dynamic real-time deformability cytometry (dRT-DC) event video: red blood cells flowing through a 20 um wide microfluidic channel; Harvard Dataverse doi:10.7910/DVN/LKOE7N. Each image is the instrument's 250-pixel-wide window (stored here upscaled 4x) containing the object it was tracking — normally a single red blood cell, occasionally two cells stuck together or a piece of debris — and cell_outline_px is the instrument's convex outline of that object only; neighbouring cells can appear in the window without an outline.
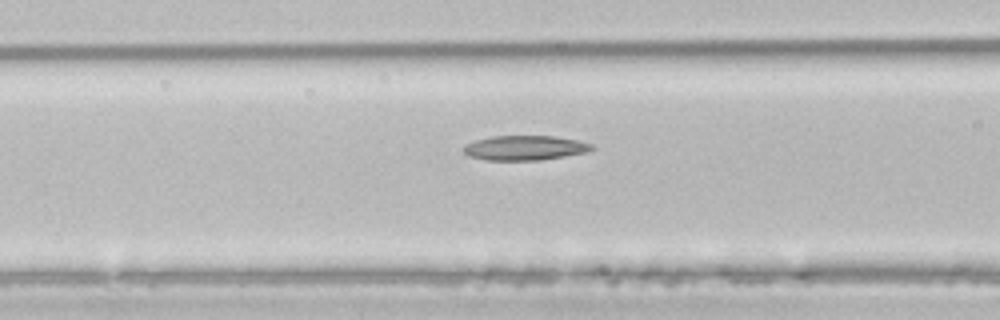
{"species": "common noctule bat (a hibernating species)", "species_latin": "Nyctalus noctula", "temperature_condition": "room temperature", "stored_images_in_passage": 29, "camera_frame_rate_fps": 3000, "um_per_image_px": 0.085, "animal": {"sex": "male", "body_mass_g": 21.5, "forearm_length_mm": 52.0}, "frame": {"image": 1, "passage_image": 9, "time_ms": 2.667, "image_size_px": [1000, 320], "cell_outline_px": [[596, 148], [588, 152], [540, 160], [484, 160], [468, 156], [464, 152], [464, 144], [476, 140], [492, 136], [556, 136], [576, 140], [592, 144]], "centroid_in_image_um": [44.61, 12.57], "position_along_channel_um": 122.0, "area_um2": 18.5}}
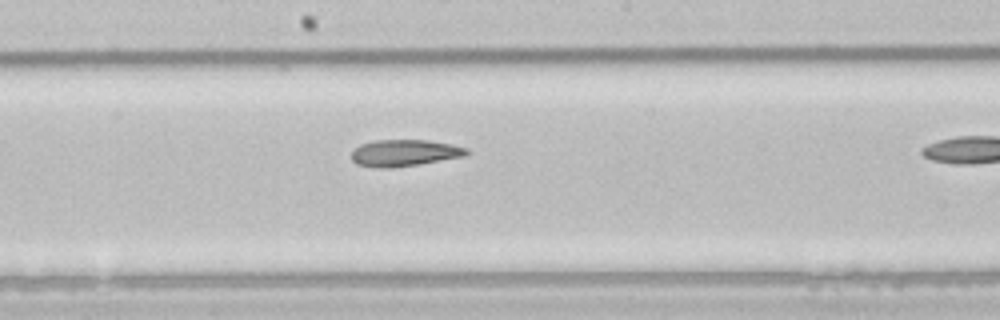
{"frame": {"image": 2, "passage_image": 16, "time_ms": 5.0, "image_size_px": [1000, 320], "cell_outline_px": [[472, 152], [464, 156], [420, 164], [388, 168], [372, 168], [356, 164], [352, 160], [352, 152], [360, 144], [376, 140], [428, 140], [452, 144], [468, 148]], "centroid_in_image_um": [34.39, 13.0], "position_along_channel_um": 213.8, "area_um2": 18.03}}
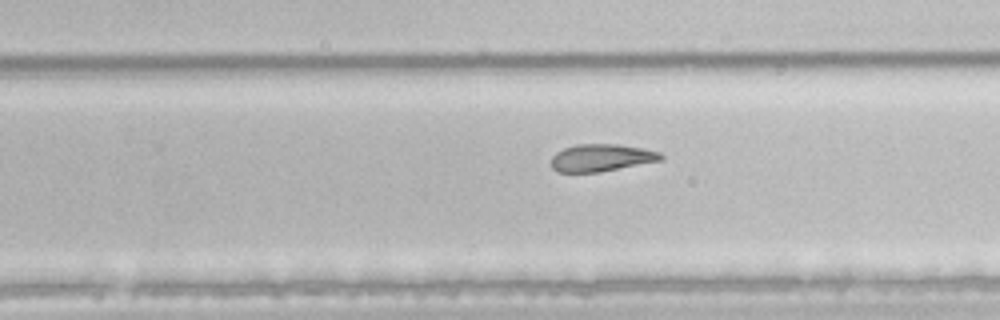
{"frame": {"image": 3, "passage_image": 21, "time_ms": 6.667, "image_size_px": [1000, 320], "cell_outline_px": [[664, 160], [600, 172], [560, 172], [552, 168], [552, 156], [556, 152], [564, 148], [576, 144], [616, 144], [644, 148], [660, 152], [664, 156]], "centroid_in_image_um": [51.16, 13.4], "position_along_channel_um": 278.6, "area_um2": 17.57}}